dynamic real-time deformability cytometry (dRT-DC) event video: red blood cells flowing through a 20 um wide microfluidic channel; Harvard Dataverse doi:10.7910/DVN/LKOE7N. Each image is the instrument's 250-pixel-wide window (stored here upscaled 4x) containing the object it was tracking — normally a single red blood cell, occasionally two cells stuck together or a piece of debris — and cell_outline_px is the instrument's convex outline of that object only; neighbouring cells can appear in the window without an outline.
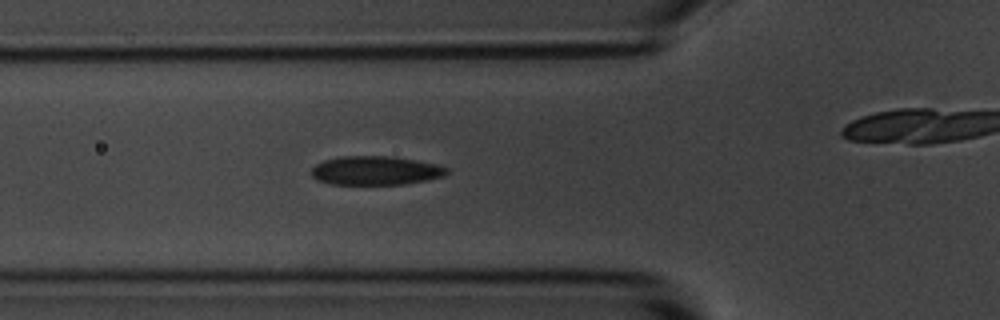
{"species": "common noctule bat (a hibernating species)", "species_latin": "Nyctalus noctula", "temperature_condition": "room temperature", "stored_images_in_passage": 54, "camera_frame_rate_fps": 3000, "um_per_image_px": 0.085, "animal": {"sex": "male", "body_mass_g": 20.1, "forearm_length_mm": 53.5}, "frame": {"image": 1, "passage_image": 18, "time_ms": 5.667, "image_size_px": [1000, 320], "cell_outline_px": [[448, 172], [444, 176], [404, 184], [332, 184], [316, 180], [312, 176], [312, 168], [316, 164], [324, 160], [340, 156], [392, 156], [436, 164], [448, 168]], "centroid_in_image_um": [31.9, 14.49], "position_along_channel_um": 93.9, "area_um2": 22.66}}
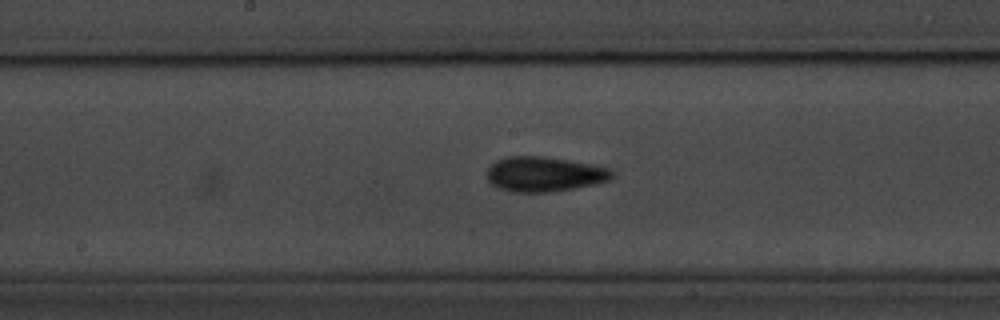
{"frame": {"image": 2, "passage_image": 27, "time_ms": 8.667, "image_size_px": [1000, 320], "cell_outline_px": [[616, 176], [612, 180], [596, 184], [552, 192], [512, 192], [496, 188], [488, 180], [488, 168], [496, 160], [508, 156], [544, 156], [592, 164], [612, 168], [616, 172]], "centroid_in_image_um": [46.34, 14.8], "position_along_channel_um": 201.9, "area_um2": 25.89}}
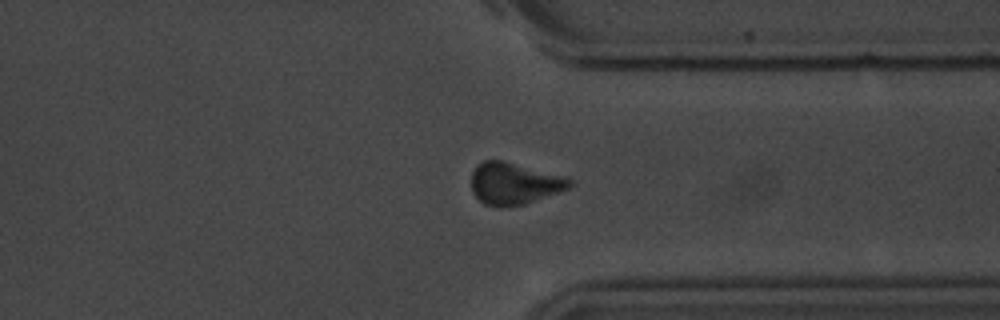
{"frame": {"image": 3, "passage_image": 41, "time_ms": 13.333, "image_size_px": [1000, 320], "cell_outline_px": [[572, 184], [568, 188], [524, 204], [500, 208], [496, 208], [484, 204], [472, 192], [472, 172], [476, 164], [484, 160], [500, 160], [572, 180]], "centroid_in_image_um": [43.59, 15.63], "position_along_channel_um": 367.8, "area_um2": 23.29}, "authors_computed_cell_mechanics": {"area_um2": 23.0333, "velocity_mm_per_s": 3.5763, "shape_relaxation_time_tau1_ms": 2.6038, "shape_relaxation_time_tau2_ms": 3.6888, "deformation_change_tau1": 0.0814, "deformation_change_tau2": 0.0927}}